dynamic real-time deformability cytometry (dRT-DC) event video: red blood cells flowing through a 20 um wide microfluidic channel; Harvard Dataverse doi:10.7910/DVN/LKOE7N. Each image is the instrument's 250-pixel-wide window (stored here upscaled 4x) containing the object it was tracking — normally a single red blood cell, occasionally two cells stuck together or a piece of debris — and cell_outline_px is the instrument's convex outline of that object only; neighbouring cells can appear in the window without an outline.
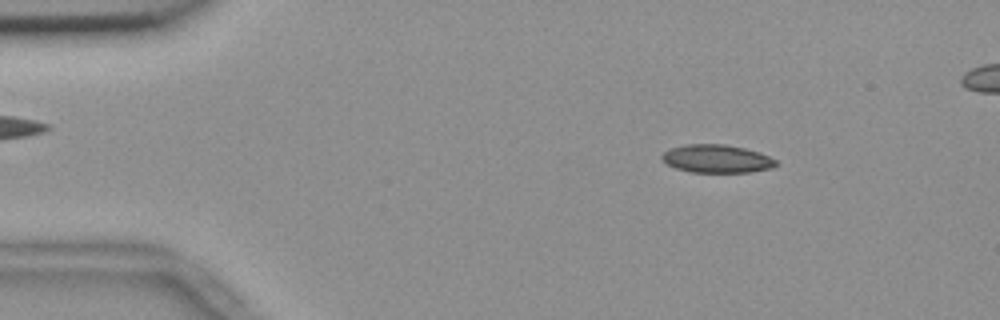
{"species": "common noctule bat (a hibernating species)", "species_latin": "Nyctalus noctula", "temperature_condition": "room temperature", "stored_images_in_passage": 52, "camera_frame_rate_fps": 3000, "um_per_image_px": 0.085, "animal": {"sex": "female", "body_mass_g": 18.4}, "frame": {"image": 1, "passage_image": 7, "time_ms": 2.0, "image_size_px": [1000, 320], "cell_outline_px": [[780, 164], [772, 168], [752, 172], [692, 172], [676, 168], [668, 164], [660, 156], [664, 152], [672, 148], [688, 144], [724, 144], [744, 148], [760, 152], [776, 160]], "centroid_in_image_um": [60.98, 13.5], "position_along_channel_um": 24.0, "area_um2": 18.61}}
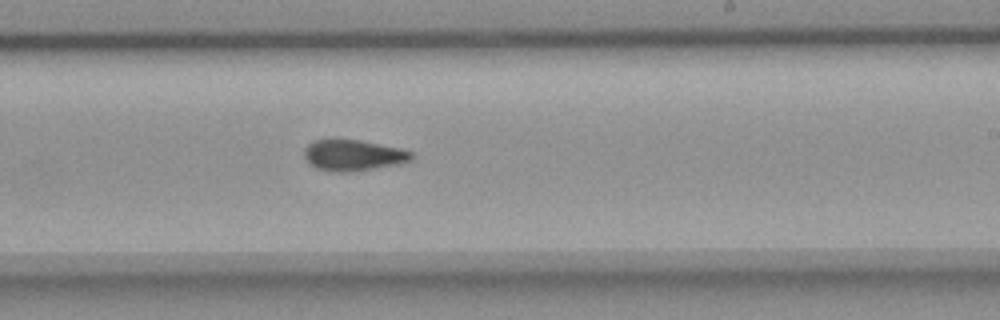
{"frame": {"image": 2, "passage_image": 32, "time_ms": 10.333, "image_size_px": [1000, 320], "cell_outline_px": [[412, 160], [396, 164], [372, 168], [344, 172], [336, 172], [316, 168], [308, 164], [304, 156], [304, 148], [312, 140], [332, 136], [360, 140], [400, 148], [412, 152]], "centroid_in_image_um": [29.92, 13.14], "position_along_channel_um": 259.1, "area_um2": 19.83}}
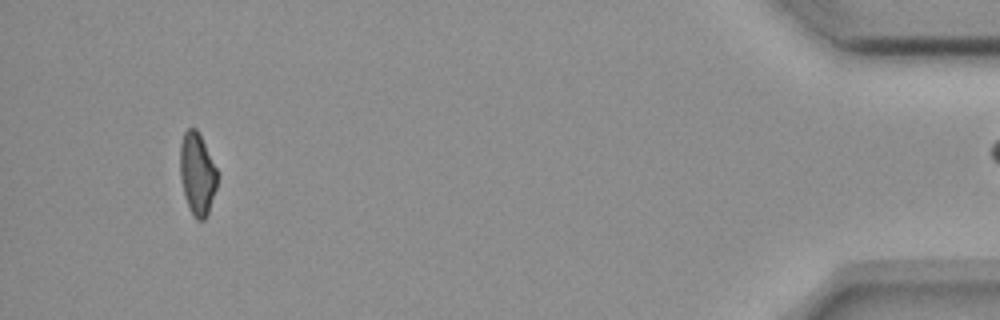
{"frame": {"image": 3, "passage_image": 51, "time_ms": 16.667, "image_size_px": [1000, 320], "cell_outline_px": [[216, 188], [208, 212], [204, 220], [196, 220], [192, 216], [188, 208], [184, 196], [180, 176], [180, 144], [184, 132], [188, 128], [196, 128], [200, 132], [216, 168]], "centroid_in_image_um": [16.74, 14.77], "position_along_channel_um": 418.5, "area_um2": 17.92}}